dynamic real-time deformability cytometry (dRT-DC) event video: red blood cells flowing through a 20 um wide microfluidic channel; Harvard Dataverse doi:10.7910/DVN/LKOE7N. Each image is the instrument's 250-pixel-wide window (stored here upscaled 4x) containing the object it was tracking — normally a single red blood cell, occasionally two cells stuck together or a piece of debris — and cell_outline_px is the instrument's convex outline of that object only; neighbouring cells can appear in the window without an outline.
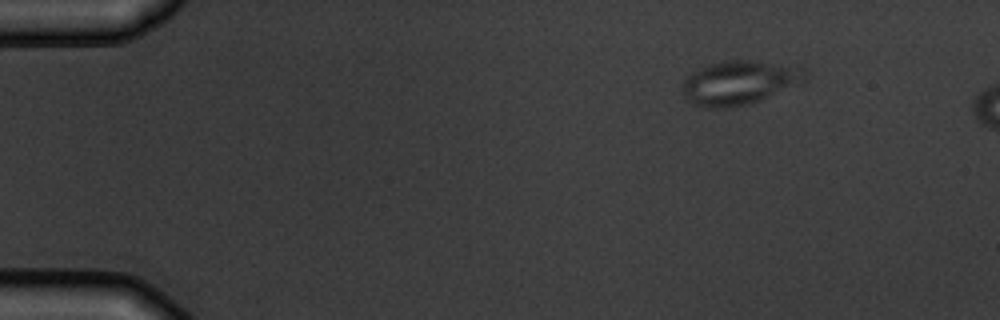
{"species": "common noctule bat (a hibernating species)", "species_latin": "Nyctalus noctula", "temperature_condition": "warm", "stored_images_in_passage": 4, "camera_frame_rate_fps": 3000, "um_per_image_px": 0.085, "animal": {"sex": "male", "body_mass_g": 19.5, "forearm_length_mm": 54.6}, "frame": {"image": 1, "passage_image": 1, "time_ms": 0.0, "image_size_px": [1000, 320], "cell_outline_px": [[808, 80], [804, 84], [748, 104], [728, 108], [704, 108], [692, 104], [684, 96], [680, 88], [684, 80], [692, 72], [700, 68], [724, 60], [752, 60], [800, 64], [808, 68]], "centroid_in_image_um": [62.97, 7.0], "position_along_channel_um": 22.0, "area_um2": 32.66}}